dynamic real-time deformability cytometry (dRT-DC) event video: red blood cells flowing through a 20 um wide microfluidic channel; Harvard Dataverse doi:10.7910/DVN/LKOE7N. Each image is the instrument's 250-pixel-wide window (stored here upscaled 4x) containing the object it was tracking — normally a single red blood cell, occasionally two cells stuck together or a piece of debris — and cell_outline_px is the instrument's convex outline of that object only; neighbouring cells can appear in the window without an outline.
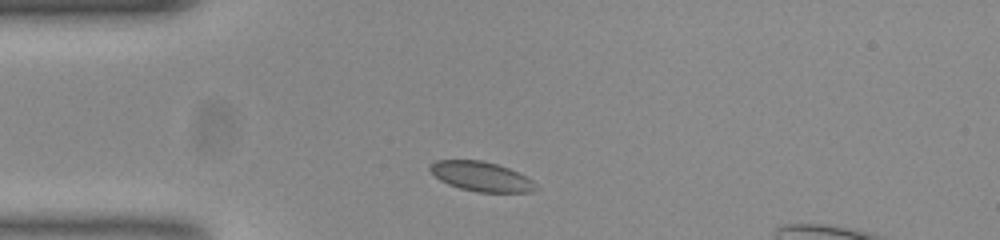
{"species": "common noctule bat (a hibernating species)", "species_latin": "Nyctalus noctula", "temperature_condition": "room temperature", "stored_images_in_passage": 35, "camera_frame_rate_fps": 3000, "um_per_image_px": 0.085, "animal": {"sex": "female", "body_mass_g": 23.0, "forearm_length_mm": 53.4}, "frame": {"image": 1, "passage_image": 1, "time_ms": 0.0, "image_size_px": [1000, 240], "cell_outline_px": [[536, 188], [532, 192], [476, 192], [460, 188], [448, 184], [440, 180], [428, 168], [436, 160], [480, 160], [496, 164], [508, 168], [532, 180]], "centroid_in_image_um": [40.88, 15.0], "position_along_channel_um": 44.1, "area_um2": 17.92}}
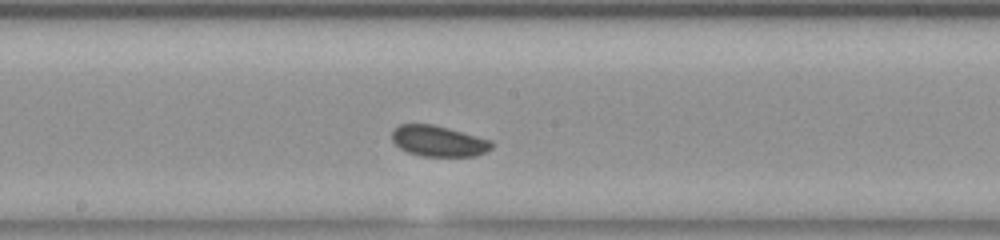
{"frame": {"image": 2, "passage_image": 16, "time_ms": 5.0, "image_size_px": [1000, 240], "cell_outline_px": [[492, 148], [476, 156], [420, 156], [408, 152], [400, 148], [392, 140], [392, 132], [400, 124], [432, 124], [448, 128], [492, 140]], "centroid_in_image_um": [37.27, 11.99], "position_along_channel_um": 210.9, "area_um2": 17.8}}
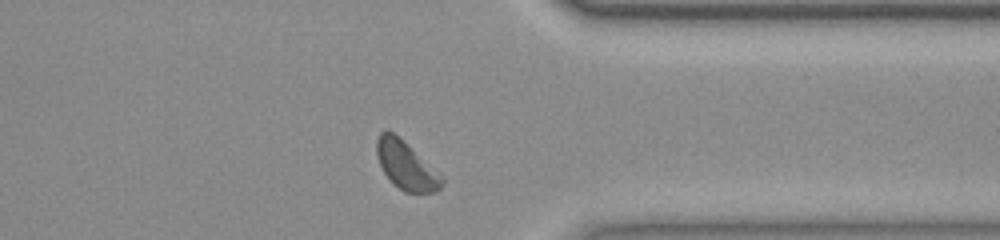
{"frame": {"image": 3, "passage_image": 30, "time_ms": 9.667, "image_size_px": [1000, 240], "cell_outline_px": [[444, 184], [436, 192], [404, 192], [384, 172], [380, 164], [376, 152], [376, 140], [380, 132], [392, 132], [444, 176]], "centroid_in_image_um": [34.55, 14.08], "position_along_channel_um": 376.8, "area_um2": 17.74}}